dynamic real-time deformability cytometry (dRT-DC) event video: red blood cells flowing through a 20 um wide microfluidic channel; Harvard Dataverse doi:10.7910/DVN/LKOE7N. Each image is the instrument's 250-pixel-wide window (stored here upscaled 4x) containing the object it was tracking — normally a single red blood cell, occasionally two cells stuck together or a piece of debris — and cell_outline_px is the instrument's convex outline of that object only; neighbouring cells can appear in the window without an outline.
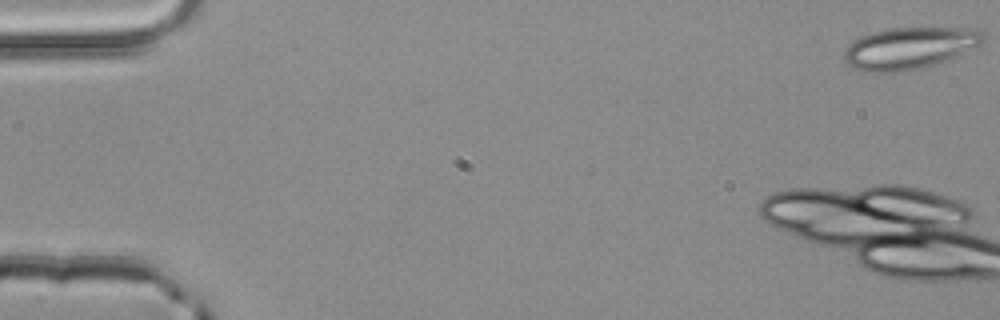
{"species": "common noctule bat (a hibernating species)", "species_latin": "Nyctalus noctula", "temperature_condition": "room temperature", "stored_images_in_passage": 15, "camera_frame_rate_fps": 3000, "um_per_image_px": 0.085, "animal": {"sex": "male", "body_mass_g": 20.4}, "frame": {"image": 1, "passage_image": 1, "time_ms": 0.0, "image_size_px": [1000, 320], "cell_outline_px": [[984, 36], [980, 44], [940, 64], [900, 72], [864, 72], [848, 64], [844, 60], [844, 48], [848, 44], [872, 32], [888, 28], [980, 28], [984, 32]], "centroid_in_image_um": [77.31, 4.09], "position_along_channel_um": 7.7, "area_um2": 33.93}}